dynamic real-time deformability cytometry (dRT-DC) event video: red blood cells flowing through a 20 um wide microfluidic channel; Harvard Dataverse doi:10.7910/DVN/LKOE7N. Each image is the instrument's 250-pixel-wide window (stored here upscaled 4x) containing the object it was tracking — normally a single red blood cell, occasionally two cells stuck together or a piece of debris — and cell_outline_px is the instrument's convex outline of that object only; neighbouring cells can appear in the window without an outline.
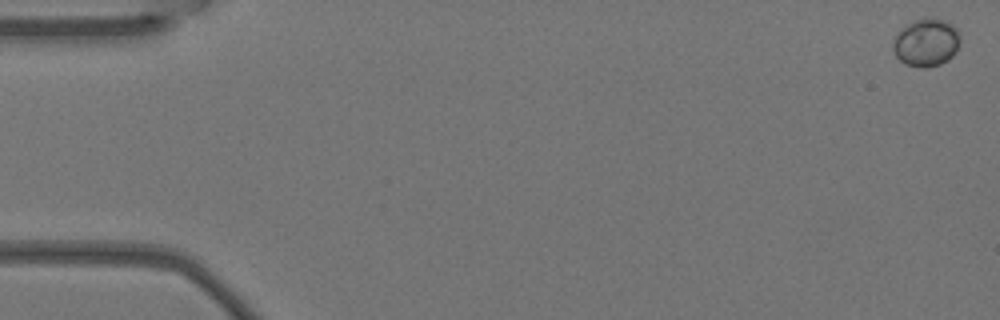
{"species": "Egyptian fruit bat (a non-hibernating species)", "species_latin": "Rousettus aegyptiacus", "temperature_condition": "warm", "stored_images_in_passage": 4, "camera_frame_rate_fps": 3000, "um_per_image_px": 0.085, "animal": {"sex": "female"}, "frame": {"image": 1, "passage_image": 1, "time_ms": 0.0, "image_size_px": [1000, 320], "cell_outline_px": [[960, 40], [956, 52], [948, 60], [940, 64], [924, 68], [920, 68], [904, 64], [896, 56], [892, 48], [892, 44], [896, 32], [904, 24], [916, 20], [944, 20], [952, 24], [956, 28], [960, 36]], "centroid_in_image_um": [78.7, 3.64], "position_along_channel_um": 6.3, "area_um2": 18.73}}